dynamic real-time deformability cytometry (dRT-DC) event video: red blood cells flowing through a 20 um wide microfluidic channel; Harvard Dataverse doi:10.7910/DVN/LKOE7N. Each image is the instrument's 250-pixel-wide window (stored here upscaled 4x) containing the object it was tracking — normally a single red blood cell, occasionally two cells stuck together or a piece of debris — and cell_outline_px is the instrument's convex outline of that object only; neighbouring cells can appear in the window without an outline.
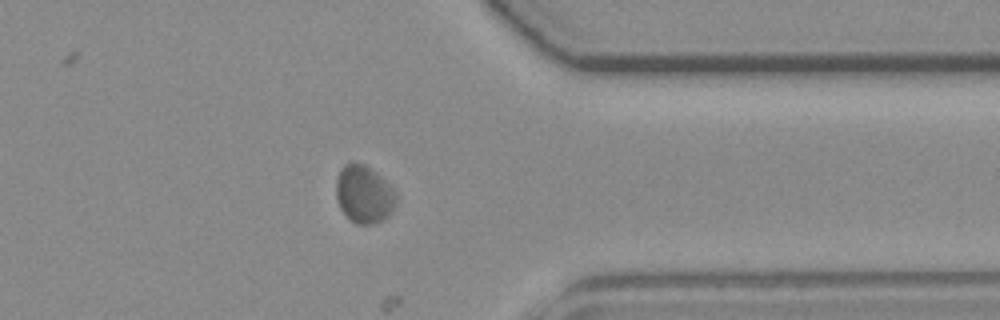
{"species": "common noctule bat (a hibernating species)", "species_latin": "Nyctalus noctula", "temperature_condition": "room temperature", "stored_images_in_passage": 39, "camera_frame_rate_fps": 3000, "um_per_image_px": 0.085, "animal": {"sex": "female", "body_mass_g": 19.3, "forearm_length_mm": 54.1}, "frame": {"image": 1, "passage_image": 32, "time_ms": 10.333, "image_size_px": [1000, 320], "cell_outline_px": [[396, 204], [388, 216], [384, 220], [372, 224], [356, 224], [340, 208], [336, 196], [336, 176], [340, 168], [344, 164], [364, 164], [380, 176], [396, 192]], "centroid_in_image_um": [30.93, 16.52], "position_along_channel_um": 380.5, "area_um2": 20.0}}